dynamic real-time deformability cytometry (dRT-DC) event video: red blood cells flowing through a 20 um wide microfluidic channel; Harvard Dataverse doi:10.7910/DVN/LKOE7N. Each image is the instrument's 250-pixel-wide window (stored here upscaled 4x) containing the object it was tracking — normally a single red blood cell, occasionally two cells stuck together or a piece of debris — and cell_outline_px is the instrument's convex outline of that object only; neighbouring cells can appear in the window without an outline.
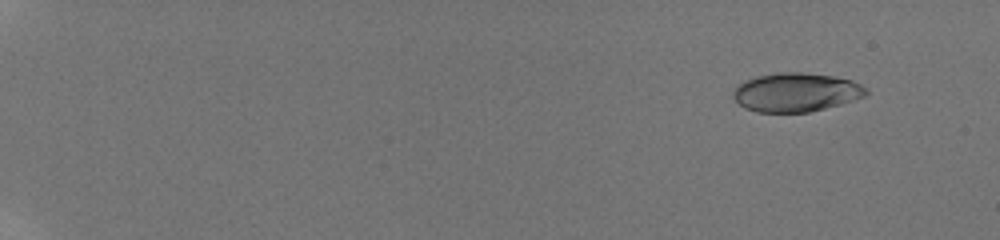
{"species": "human", "species_latin": "Homo sapiens", "temperature_condition": "room temperature", "stored_images_in_passage": 32, "camera_frame_rate_fps": 3000, "um_per_image_px": 0.085, "donor": {"sex": "male"}, "frame": {"image": 1, "passage_image": 2, "time_ms": 0.333, "image_size_px": [1000, 240], "cell_outline_px": [[868, 92], [864, 96], [840, 104], [808, 112], [756, 112], [744, 108], [732, 96], [732, 92], [744, 80], [756, 76], [776, 72], [804, 72], [832, 76], [852, 80], [868, 88]], "centroid_in_image_um": [67.64, 7.83], "position_along_channel_um": 17.4, "area_um2": 30.06}}
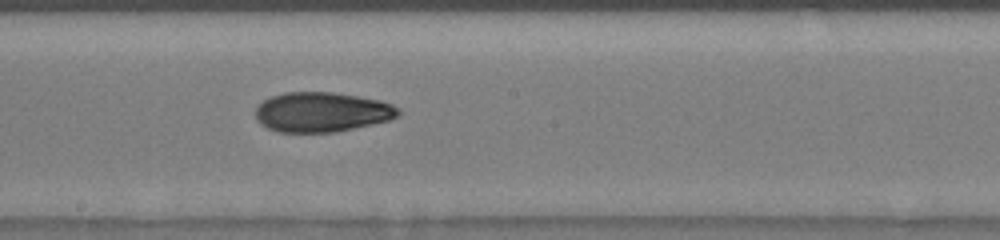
{"frame": {"image": 2, "passage_image": 17, "time_ms": 10.333, "image_size_px": [1000, 240], "cell_outline_px": [[400, 112], [396, 116], [388, 120], [372, 124], [336, 132], [280, 132], [268, 128], [260, 124], [256, 120], [256, 108], [264, 100], [272, 96], [284, 92], [332, 92], [380, 100], [392, 104], [400, 108]], "centroid_in_image_um": [27.34, 9.52], "position_along_channel_um": 220.9, "area_um2": 33.0}}
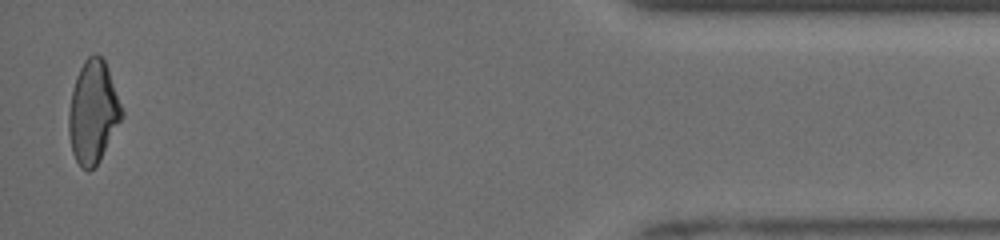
{"frame": {"image": 3, "passage_image": 31, "time_ms": 17.0, "image_size_px": [1000, 240], "cell_outline_px": [[124, 116], [100, 160], [88, 172], [80, 168], [72, 152], [68, 132], [68, 112], [72, 92], [76, 76], [84, 60], [88, 56], [96, 52], [104, 60], [124, 112]], "centroid_in_image_um": [7.9, 9.55], "position_along_channel_um": 427.3, "area_um2": 31.73}, "authors_computed_cell_mechanics": {"area_um2": 32.2524, "velocity_mm_per_s": 3.9771, "shape_relaxation_time_tau1_ms": 9.4425, "shape_relaxation_time_tau2_ms": 2.9798, "deformation_change_tau1": 0.2192, "deformation_change_tau2": 0.0957}}